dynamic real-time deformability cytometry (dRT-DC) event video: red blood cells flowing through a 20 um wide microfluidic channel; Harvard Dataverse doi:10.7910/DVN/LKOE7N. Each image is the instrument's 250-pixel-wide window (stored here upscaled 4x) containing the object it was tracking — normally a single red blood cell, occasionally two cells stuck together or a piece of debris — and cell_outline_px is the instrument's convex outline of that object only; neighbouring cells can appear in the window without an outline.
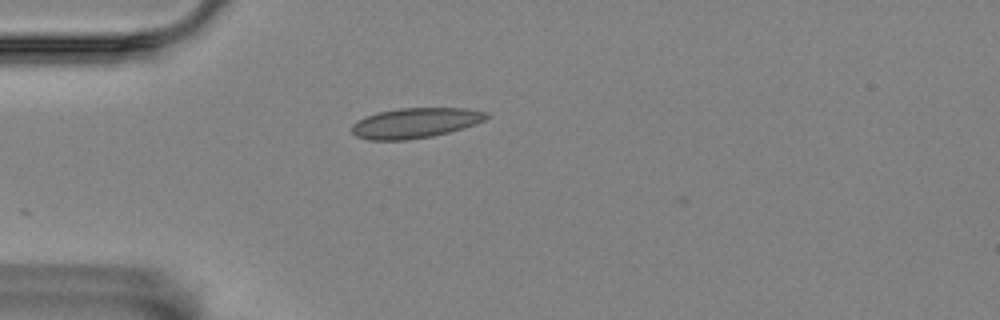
{"species": "Egyptian fruit bat (a non-hibernating species)", "species_latin": "Rousettus aegyptiacus", "temperature_condition": "room temperature", "stored_images_in_passage": 18, "camera_frame_rate_fps": 3000, "um_per_image_px": 0.085, "animal": {"sex": "female"}, "frame": {"image": 1, "passage_image": 2, "time_ms": 0.333, "image_size_px": [1000, 320], "cell_outline_px": [[488, 116], [484, 120], [476, 124], [448, 132], [432, 136], [408, 140], [368, 140], [356, 136], [352, 132], [352, 124], [364, 116], [376, 112], [400, 108], [468, 108], [488, 112]], "centroid_in_image_um": [35.28, 10.44], "position_along_channel_um": 49.7, "area_um2": 23.76}}
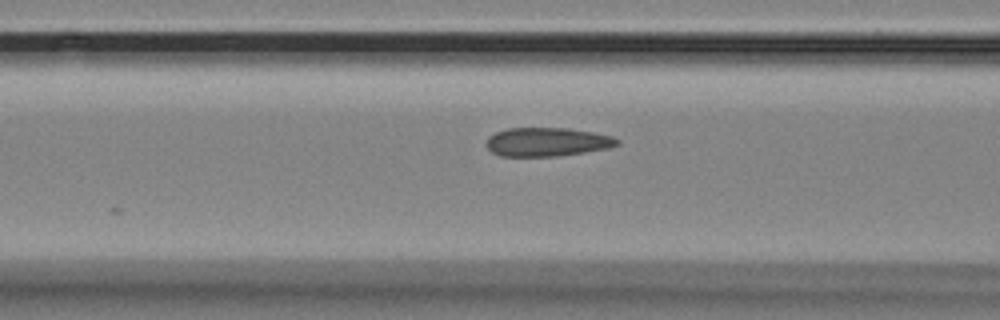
{"frame": {"image": 2, "passage_image": 9, "time_ms": 2.667, "image_size_px": [1000, 320], "cell_outline_px": [[620, 144], [608, 148], [584, 152], [556, 156], [500, 156], [492, 152], [484, 144], [488, 136], [496, 132], [508, 128], [568, 128], [592, 132], [612, 136], [620, 140]], "centroid_in_image_um": [46.48, 12.06], "position_along_channel_um": 120.1, "area_um2": 21.96}}
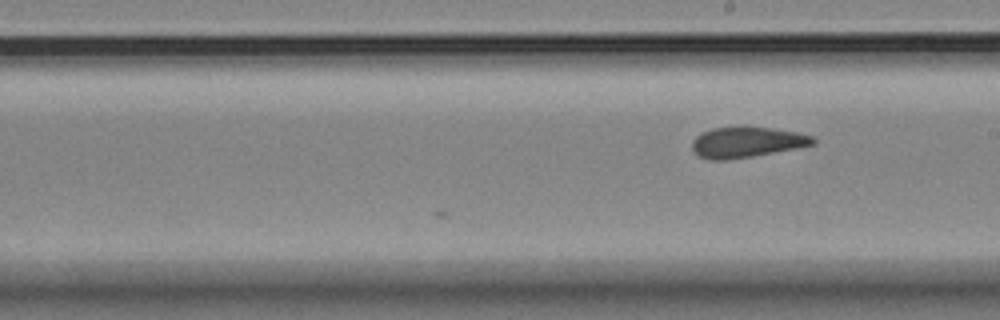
{"frame": {"image": 3, "passage_image": 18, "time_ms": 5.667, "image_size_px": [1000, 320], "cell_outline_px": [[816, 144], [796, 148], [752, 156], [728, 160], [708, 160], [692, 152], [692, 140], [696, 136], [712, 128], [772, 128], [796, 132], [812, 136], [816, 140]], "centroid_in_image_um": [63.45, 12.11], "position_along_channel_um": 225.5, "area_um2": 21.21}}